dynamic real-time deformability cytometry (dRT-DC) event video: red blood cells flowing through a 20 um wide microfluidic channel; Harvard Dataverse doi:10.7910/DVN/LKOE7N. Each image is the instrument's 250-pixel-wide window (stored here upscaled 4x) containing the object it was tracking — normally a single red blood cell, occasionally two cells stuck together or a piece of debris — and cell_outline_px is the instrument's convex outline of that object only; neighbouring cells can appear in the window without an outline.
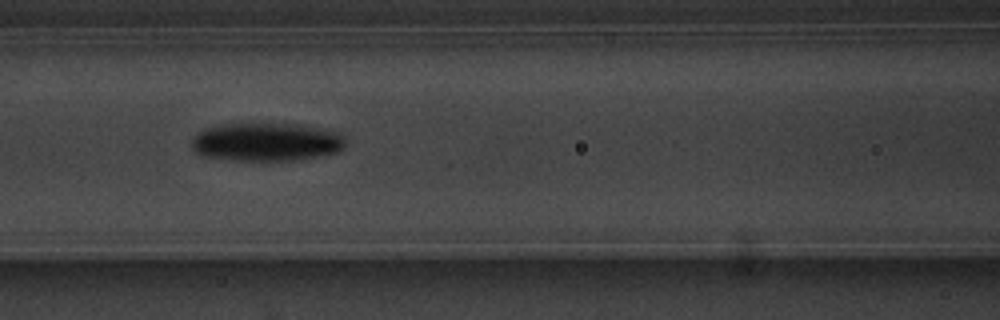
{"species": "common noctule bat (a hibernating species)", "species_latin": "Nyctalus noctula", "temperature_condition": "warm", "stored_images_in_passage": 13, "camera_frame_rate_fps": 3000, "um_per_image_px": 0.085, "animal": {"sex": "male", "body_mass_g": 20.1, "forearm_length_mm": 53.5}, "frame": {"image": 1, "passage_image": 4, "time_ms": 3.333, "image_size_px": [1000, 320], "cell_outline_px": [[344, 148], [336, 152], [316, 156], [292, 160], [236, 160], [200, 156], [192, 148], [192, 136], [204, 128], [228, 124], [296, 124], [324, 128], [340, 132], [344, 136]], "centroid_in_image_um": [22.63, 12.06], "position_along_channel_um": 144.0, "area_um2": 34.33}}
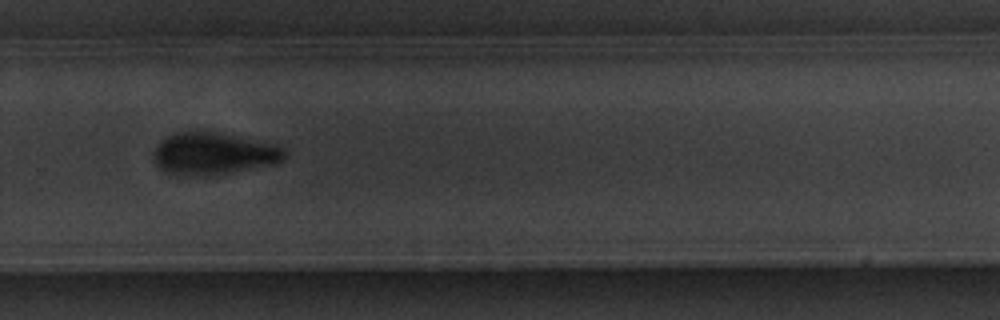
{"frame": {"image": 2, "passage_image": 8, "time_ms": 8.0, "image_size_px": [1000, 320], "cell_outline_px": [[284, 160], [276, 164], [228, 172], [168, 172], [160, 168], [156, 164], [152, 152], [168, 136], [180, 132], [208, 132], [268, 144], [284, 148]], "centroid_in_image_um": [18.15, 13.04], "position_along_channel_um": 311.7, "area_um2": 29.71}}
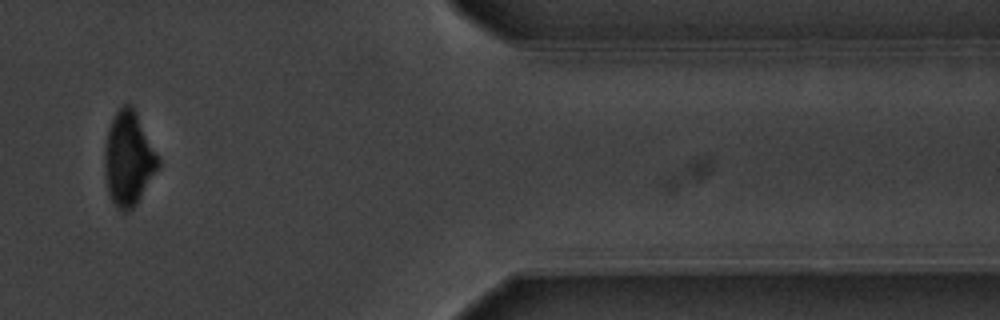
{"frame": {"image": 3, "passage_image": 10, "time_ms": 11.333, "image_size_px": [1000, 320], "cell_outline_px": [[160, 168], [136, 204], [128, 212], [124, 212], [112, 200], [108, 192], [104, 168], [104, 148], [108, 128], [116, 112], [124, 104], [132, 104], [160, 156]], "centroid_in_image_um": [10.96, 13.47], "position_along_channel_um": 400.4, "area_um2": 29.65}}